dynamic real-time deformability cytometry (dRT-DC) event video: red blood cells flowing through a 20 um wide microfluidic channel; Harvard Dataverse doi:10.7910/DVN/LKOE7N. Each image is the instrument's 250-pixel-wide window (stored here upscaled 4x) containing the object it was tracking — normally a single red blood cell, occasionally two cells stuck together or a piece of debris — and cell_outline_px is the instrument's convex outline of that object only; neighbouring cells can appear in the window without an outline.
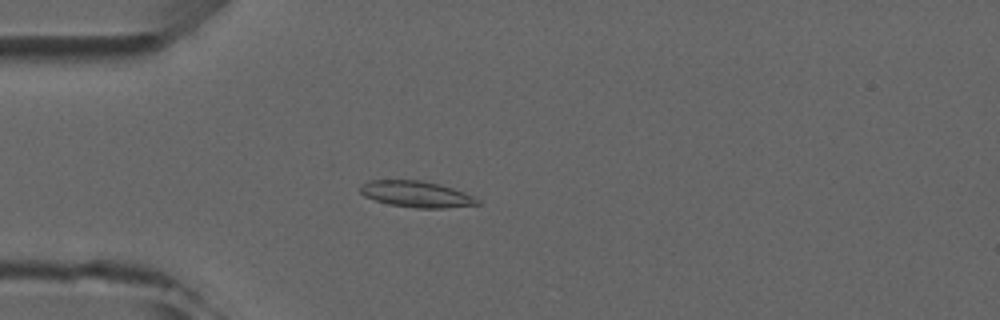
{"species": "common noctule bat (a hibernating species)", "species_latin": "Nyctalus noctula", "temperature_condition": "room temperature", "stored_images_in_passage": 4, "camera_frame_rate_fps": 3000, "um_per_image_px": 0.085, "animal": {"sex": "male", "forearm_length_mm": 52.5}, "frame": {"image": 1, "passage_image": 4, "time_ms": 3.667, "image_size_px": [1000, 320], "cell_outline_px": [[480, 204], [444, 208], [416, 208], [388, 204], [364, 196], [360, 192], [360, 188], [368, 180], [420, 180], [440, 184], [464, 192], [480, 200]], "centroid_in_image_um": [35.4, 16.5], "position_along_channel_um": 49.6, "area_um2": 17.8}}